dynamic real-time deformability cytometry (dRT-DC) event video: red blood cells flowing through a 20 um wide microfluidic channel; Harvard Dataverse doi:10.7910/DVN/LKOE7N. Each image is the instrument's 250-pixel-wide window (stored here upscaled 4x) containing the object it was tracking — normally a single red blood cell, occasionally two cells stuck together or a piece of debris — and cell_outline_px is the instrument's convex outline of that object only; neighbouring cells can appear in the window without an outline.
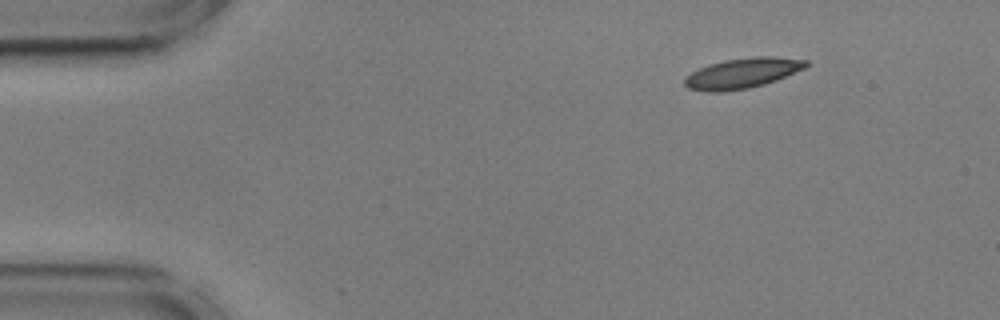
{"species": "common noctule bat (a hibernating species)", "species_latin": "Nyctalus noctula", "temperature_condition": "cold", "stored_images_in_passage": 50, "camera_frame_rate_fps": 3000, "um_per_image_px": 0.085, "animal": {"sex": "male", "body_mass_g": 17.9, "forearm_length_mm": 54.2}, "frame": {"image": 1, "passage_image": 1, "time_ms": 0.0, "image_size_px": [1000, 320], "cell_outline_px": [[808, 64], [804, 68], [776, 80], [764, 84], [748, 88], [724, 92], [704, 92], [688, 88], [684, 84], [684, 76], [708, 64], [724, 60], [756, 56], [768, 56], [808, 60]], "centroid_in_image_um": [63.05, 6.23], "position_along_channel_um": 22.0, "area_um2": 21.39}}
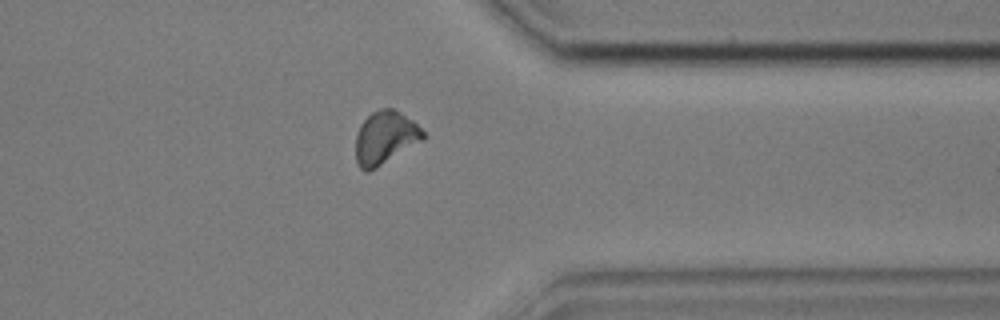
{"frame": {"image": 2, "passage_image": 38, "time_ms": 12.333, "image_size_px": [1000, 320], "cell_outline_px": [[428, 136], [424, 140], [376, 168], [368, 172], [364, 172], [360, 168], [356, 160], [356, 132], [360, 124], [372, 112], [380, 108], [392, 108], [400, 112], [412, 120]], "centroid_in_image_um": [32.74, 11.71], "position_along_channel_um": 378.7, "area_um2": 20.98}}
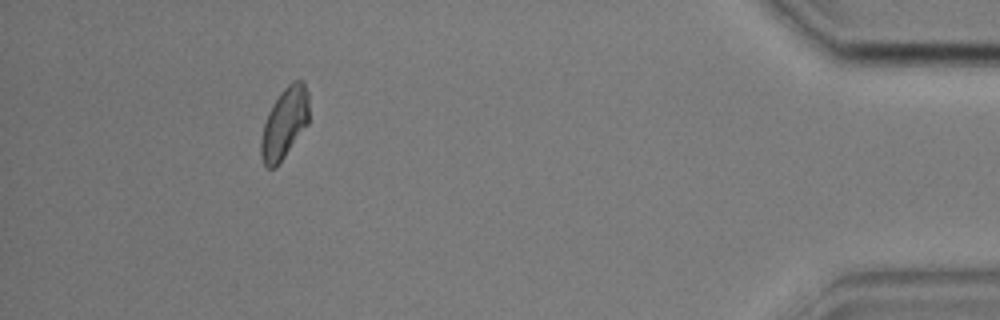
{"frame": {"image": 3, "passage_image": 45, "time_ms": 14.667, "image_size_px": [1000, 320], "cell_outline_px": [[308, 124], [276, 168], [268, 168], [264, 164], [260, 156], [260, 140], [264, 124], [268, 112], [272, 104], [280, 92], [292, 80], [304, 80], [308, 92]], "centroid_in_image_um": [24.17, 10.46], "position_along_channel_um": 411.0, "area_um2": 20.0}, "authors_computed_cell_mechanics": {"area_um2": 20.6346, "velocity_mm_per_s": 3.5743, "shape_relaxation_time_tau1_ms": 9.5433, "shape_relaxation_time_tau2_ms": 7.1828, "deformation_change_tau1": 0.1563, "deformation_change_tau2": 0.1297}}